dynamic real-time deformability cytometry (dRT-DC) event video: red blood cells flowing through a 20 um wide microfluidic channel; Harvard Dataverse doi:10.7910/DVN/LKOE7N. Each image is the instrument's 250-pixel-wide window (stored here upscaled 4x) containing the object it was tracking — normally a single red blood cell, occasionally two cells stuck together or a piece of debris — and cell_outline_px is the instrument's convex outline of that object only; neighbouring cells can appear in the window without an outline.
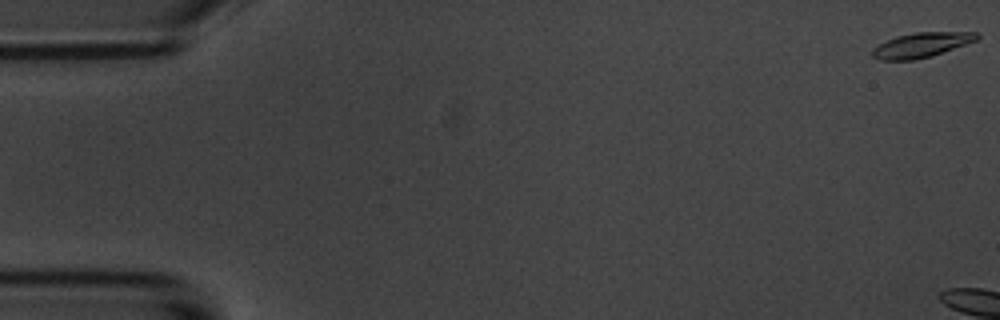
{"species": "common noctule bat (a hibernating species)", "species_latin": "Nyctalus noctula", "temperature_condition": "room temperature", "stored_images_in_passage": 13, "camera_frame_rate_fps": 3000, "um_per_image_px": 0.085, "animal": {"sex": "male", "body_mass_g": 20.1, "forearm_length_mm": 53.5}, "frame": {"image": 1, "passage_image": 1, "time_ms": 0.0, "image_size_px": [1000, 320], "cell_outline_px": [[980, 36], [976, 40], [932, 56], [912, 60], [880, 60], [872, 56], [872, 48], [896, 36], [916, 32], [980, 32]], "centroid_in_image_um": [78.32, 3.82], "position_along_channel_um": 6.7, "area_um2": 14.97}}